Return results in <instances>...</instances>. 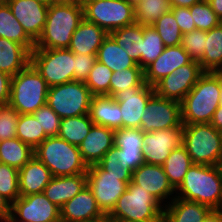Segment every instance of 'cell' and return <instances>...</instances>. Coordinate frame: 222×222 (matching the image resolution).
I'll return each instance as SVG.
<instances>
[{"mask_svg": "<svg viewBox=\"0 0 222 222\" xmlns=\"http://www.w3.org/2000/svg\"><path fill=\"white\" fill-rule=\"evenodd\" d=\"M215 14L222 20V0H207Z\"/></svg>", "mask_w": 222, "mask_h": 222, "instance_id": "9f6ffc18", "label": "cell"}, {"mask_svg": "<svg viewBox=\"0 0 222 222\" xmlns=\"http://www.w3.org/2000/svg\"><path fill=\"white\" fill-rule=\"evenodd\" d=\"M180 102L154 93L142 113L140 129L143 132L182 127Z\"/></svg>", "mask_w": 222, "mask_h": 222, "instance_id": "7c38bea8", "label": "cell"}, {"mask_svg": "<svg viewBox=\"0 0 222 222\" xmlns=\"http://www.w3.org/2000/svg\"><path fill=\"white\" fill-rule=\"evenodd\" d=\"M18 178L17 168L0 163V194L11 204L20 197Z\"/></svg>", "mask_w": 222, "mask_h": 222, "instance_id": "b9f144b4", "label": "cell"}, {"mask_svg": "<svg viewBox=\"0 0 222 222\" xmlns=\"http://www.w3.org/2000/svg\"><path fill=\"white\" fill-rule=\"evenodd\" d=\"M210 124L218 131H222V105H219V107L214 112Z\"/></svg>", "mask_w": 222, "mask_h": 222, "instance_id": "816d5d0a", "label": "cell"}, {"mask_svg": "<svg viewBox=\"0 0 222 222\" xmlns=\"http://www.w3.org/2000/svg\"><path fill=\"white\" fill-rule=\"evenodd\" d=\"M132 182L147 190L164 207L166 206L163 203L164 199H170V196L176 193L173 186L169 183L162 165L143 163L132 172Z\"/></svg>", "mask_w": 222, "mask_h": 222, "instance_id": "ac0fdd59", "label": "cell"}, {"mask_svg": "<svg viewBox=\"0 0 222 222\" xmlns=\"http://www.w3.org/2000/svg\"><path fill=\"white\" fill-rule=\"evenodd\" d=\"M192 164L191 157L182 144L173 149L165 160V163L162 166L169 183L175 190L183 182L185 174Z\"/></svg>", "mask_w": 222, "mask_h": 222, "instance_id": "1f68e13d", "label": "cell"}, {"mask_svg": "<svg viewBox=\"0 0 222 222\" xmlns=\"http://www.w3.org/2000/svg\"><path fill=\"white\" fill-rule=\"evenodd\" d=\"M34 156L48 167L53 176L78 175L88 171L78 146L59 136L47 137L34 149Z\"/></svg>", "mask_w": 222, "mask_h": 222, "instance_id": "5b68a950", "label": "cell"}, {"mask_svg": "<svg viewBox=\"0 0 222 222\" xmlns=\"http://www.w3.org/2000/svg\"><path fill=\"white\" fill-rule=\"evenodd\" d=\"M144 70L137 64L134 68H127L121 72H113L110 81V96H114L119 91H124L131 87H144Z\"/></svg>", "mask_w": 222, "mask_h": 222, "instance_id": "8d00e7d4", "label": "cell"}, {"mask_svg": "<svg viewBox=\"0 0 222 222\" xmlns=\"http://www.w3.org/2000/svg\"><path fill=\"white\" fill-rule=\"evenodd\" d=\"M181 144L193 164L222 165L221 132L210 123L183 124Z\"/></svg>", "mask_w": 222, "mask_h": 222, "instance_id": "52a82bcc", "label": "cell"}, {"mask_svg": "<svg viewBox=\"0 0 222 222\" xmlns=\"http://www.w3.org/2000/svg\"><path fill=\"white\" fill-rule=\"evenodd\" d=\"M142 69L154 62L163 52L165 46L162 38L152 26L143 25Z\"/></svg>", "mask_w": 222, "mask_h": 222, "instance_id": "ab89813d", "label": "cell"}, {"mask_svg": "<svg viewBox=\"0 0 222 222\" xmlns=\"http://www.w3.org/2000/svg\"><path fill=\"white\" fill-rule=\"evenodd\" d=\"M119 222H135V221H119Z\"/></svg>", "mask_w": 222, "mask_h": 222, "instance_id": "03108f58", "label": "cell"}, {"mask_svg": "<svg viewBox=\"0 0 222 222\" xmlns=\"http://www.w3.org/2000/svg\"><path fill=\"white\" fill-rule=\"evenodd\" d=\"M84 18L108 34L136 22L135 8L126 0H82Z\"/></svg>", "mask_w": 222, "mask_h": 222, "instance_id": "30bf717a", "label": "cell"}, {"mask_svg": "<svg viewBox=\"0 0 222 222\" xmlns=\"http://www.w3.org/2000/svg\"><path fill=\"white\" fill-rule=\"evenodd\" d=\"M35 1L40 2V3L44 4V5L49 6V0H35Z\"/></svg>", "mask_w": 222, "mask_h": 222, "instance_id": "6125c7cd", "label": "cell"}, {"mask_svg": "<svg viewBox=\"0 0 222 222\" xmlns=\"http://www.w3.org/2000/svg\"><path fill=\"white\" fill-rule=\"evenodd\" d=\"M93 124L89 114L63 118L58 136L72 145L79 146Z\"/></svg>", "mask_w": 222, "mask_h": 222, "instance_id": "836d02e7", "label": "cell"}, {"mask_svg": "<svg viewBox=\"0 0 222 222\" xmlns=\"http://www.w3.org/2000/svg\"><path fill=\"white\" fill-rule=\"evenodd\" d=\"M6 3V0H0V5Z\"/></svg>", "mask_w": 222, "mask_h": 222, "instance_id": "e7e4bbea", "label": "cell"}, {"mask_svg": "<svg viewBox=\"0 0 222 222\" xmlns=\"http://www.w3.org/2000/svg\"><path fill=\"white\" fill-rule=\"evenodd\" d=\"M222 72H205L180 102L182 124L210 123L220 105Z\"/></svg>", "mask_w": 222, "mask_h": 222, "instance_id": "7a4b0ae2", "label": "cell"}, {"mask_svg": "<svg viewBox=\"0 0 222 222\" xmlns=\"http://www.w3.org/2000/svg\"><path fill=\"white\" fill-rule=\"evenodd\" d=\"M37 120L45 134L49 136H58L60 130L61 118L46 103L32 114Z\"/></svg>", "mask_w": 222, "mask_h": 222, "instance_id": "bcb514c9", "label": "cell"}, {"mask_svg": "<svg viewBox=\"0 0 222 222\" xmlns=\"http://www.w3.org/2000/svg\"><path fill=\"white\" fill-rule=\"evenodd\" d=\"M154 93V87L146 84L144 87L127 88L113 96L120 106L122 128H140L142 113Z\"/></svg>", "mask_w": 222, "mask_h": 222, "instance_id": "2e32d148", "label": "cell"}, {"mask_svg": "<svg viewBox=\"0 0 222 222\" xmlns=\"http://www.w3.org/2000/svg\"><path fill=\"white\" fill-rule=\"evenodd\" d=\"M82 4V0H49L50 5H76Z\"/></svg>", "mask_w": 222, "mask_h": 222, "instance_id": "6f0895ef", "label": "cell"}, {"mask_svg": "<svg viewBox=\"0 0 222 222\" xmlns=\"http://www.w3.org/2000/svg\"><path fill=\"white\" fill-rule=\"evenodd\" d=\"M33 156L34 149L17 137L0 141V163L2 164H7L19 170Z\"/></svg>", "mask_w": 222, "mask_h": 222, "instance_id": "d6a6232c", "label": "cell"}, {"mask_svg": "<svg viewBox=\"0 0 222 222\" xmlns=\"http://www.w3.org/2000/svg\"><path fill=\"white\" fill-rule=\"evenodd\" d=\"M172 7L189 8L194 4L201 2L202 0H169Z\"/></svg>", "mask_w": 222, "mask_h": 222, "instance_id": "db71d44e", "label": "cell"}, {"mask_svg": "<svg viewBox=\"0 0 222 222\" xmlns=\"http://www.w3.org/2000/svg\"><path fill=\"white\" fill-rule=\"evenodd\" d=\"M60 213L61 222H90L105 215L87 185L60 208Z\"/></svg>", "mask_w": 222, "mask_h": 222, "instance_id": "ffe728a7", "label": "cell"}, {"mask_svg": "<svg viewBox=\"0 0 222 222\" xmlns=\"http://www.w3.org/2000/svg\"><path fill=\"white\" fill-rule=\"evenodd\" d=\"M48 136L32 114H20L17 122V138L35 149Z\"/></svg>", "mask_w": 222, "mask_h": 222, "instance_id": "e575fe53", "label": "cell"}, {"mask_svg": "<svg viewBox=\"0 0 222 222\" xmlns=\"http://www.w3.org/2000/svg\"><path fill=\"white\" fill-rule=\"evenodd\" d=\"M90 89L83 81H70L49 87L47 104L63 119L89 114L92 99Z\"/></svg>", "mask_w": 222, "mask_h": 222, "instance_id": "8fae6325", "label": "cell"}, {"mask_svg": "<svg viewBox=\"0 0 222 222\" xmlns=\"http://www.w3.org/2000/svg\"><path fill=\"white\" fill-rule=\"evenodd\" d=\"M49 86L30 63L11 79L9 105L19 114H33L47 103Z\"/></svg>", "mask_w": 222, "mask_h": 222, "instance_id": "ba28073f", "label": "cell"}, {"mask_svg": "<svg viewBox=\"0 0 222 222\" xmlns=\"http://www.w3.org/2000/svg\"><path fill=\"white\" fill-rule=\"evenodd\" d=\"M49 87L74 81V53L65 49H34L31 62Z\"/></svg>", "mask_w": 222, "mask_h": 222, "instance_id": "9c48e42d", "label": "cell"}, {"mask_svg": "<svg viewBox=\"0 0 222 222\" xmlns=\"http://www.w3.org/2000/svg\"><path fill=\"white\" fill-rule=\"evenodd\" d=\"M169 0H143L135 7L136 23L152 26L162 15L171 11Z\"/></svg>", "mask_w": 222, "mask_h": 222, "instance_id": "d590c367", "label": "cell"}, {"mask_svg": "<svg viewBox=\"0 0 222 222\" xmlns=\"http://www.w3.org/2000/svg\"><path fill=\"white\" fill-rule=\"evenodd\" d=\"M206 39L199 64L205 72H222V25L206 31Z\"/></svg>", "mask_w": 222, "mask_h": 222, "instance_id": "4dcf8cb0", "label": "cell"}, {"mask_svg": "<svg viewBox=\"0 0 222 222\" xmlns=\"http://www.w3.org/2000/svg\"><path fill=\"white\" fill-rule=\"evenodd\" d=\"M175 191L177 198L198 202L208 206L211 210H220L222 165L192 164L185 174L183 182Z\"/></svg>", "mask_w": 222, "mask_h": 222, "instance_id": "3957f363", "label": "cell"}, {"mask_svg": "<svg viewBox=\"0 0 222 222\" xmlns=\"http://www.w3.org/2000/svg\"><path fill=\"white\" fill-rule=\"evenodd\" d=\"M120 106L112 96L93 95L90 103L89 116L96 125L113 130L122 128Z\"/></svg>", "mask_w": 222, "mask_h": 222, "instance_id": "484cf974", "label": "cell"}, {"mask_svg": "<svg viewBox=\"0 0 222 222\" xmlns=\"http://www.w3.org/2000/svg\"><path fill=\"white\" fill-rule=\"evenodd\" d=\"M0 37L25 46L30 52L35 42L27 35L20 22L13 16L7 3L0 5Z\"/></svg>", "mask_w": 222, "mask_h": 222, "instance_id": "f546056e", "label": "cell"}, {"mask_svg": "<svg viewBox=\"0 0 222 222\" xmlns=\"http://www.w3.org/2000/svg\"><path fill=\"white\" fill-rule=\"evenodd\" d=\"M132 170L124 169L118 160V148L112 147L102 160L89 166L87 186L92 190L95 200L104 214H109L118 198L132 181Z\"/></svg>", "mask_w": 222, "mask_h": 222, "instance_id": "6da1fadb", "label": "cell"}, {"mask_svg": "<svg viewBox=\"0 0 222 222\" xmlns=\"http://www.w3.org/2000/svg\"><path fill=\"white\" fill-rule=\"evenodd\" d=\"M0 222H23L17 220L12 214H9L6 218L0 219Z\"/></svg>", "mask_w": 222, "mask_h": 222, "instance_id": "91938a15", "label": "cell"}, {"mask_svg": "<svg viewBox=\"0 0 222 222\" xmlns=\"http://www.w3.org/2000/svg\"><path fill=\"white\" fill-rule=\"evenodd\" d=\"M19 112L9 104L0 105V141L17 137Z\"/></svg>", "mask_w": 222, "mask_h": 222, "instance_id": "f6af8a7d", "label": "cell"}, {"mask_svg": "<svg viewBox=\"0 0 222 222\" xmlns=\"http://www.w3.org/2000/svg\"><path fill=\"white\" fill-rule=\"evenodd\" d=\"M206 31L195 29L183 34L180 46L185 49L192 61L200 62L203 58Z\"/></svg>", "mask_w": 222, "mask_h": 222, "instance_id": "7bdbcfd3", "label": "cell"}, {"mask_svg": "<svg viewBox=\"0 0 222 222\" xmlns=\"http://www.w3.org/2000/svg\"><path fill=\"white\" fill-rule=\"evenodd\" d=\"M118 160L124 169H131L132 171L145 163L143 150H120L118 148Z\"/></svg>", "mask_w": 222, "mask_h": 222, "instance_id": "c3c4849f", "label": "cell"}, {"mask_svg": "<svg viewBox=\"0 0 222 222\" xmlns=\"http://www.w3.org/2000/svg\"><path fill=\"white\" fill-rule=\"evenodd\" d=\"M172 197L171 202L168 201L164 207L163 222H201L211 211L208 206L198 202L177 198L175 195Z\"/></svg>", "mask_w": 222, "mask_h": 222, "instance_id": "d4e9b609", "label": "cell"}, {"mask_svg": "<svg viewBox=\"0 0 222 222\" xmlns=\"http://www.w3.org/2000/svg\"><path fill=\"white\" fill-rule=\"evenodd\" d=\"M6 3L27 35L36 42L46 23L49 6L35 0H6Z\"/></svg>", "mask_w": 222, "mask_h": 222, "instance_id": "e0dca14e", "label": "cell"}, {"mask_svg": "<svg viewBox=\"0 0 222 222\" xmlns=\"http://www.w3.org/2000/svg\"><path fill=\"white\" fill-rule=\"evenodd\" d=\"M31 62V52L22 44L0 37V71L14 76Z\"/></svg>", "mask_w": 222, "mask_h": 222, "instance_id": "4316f807", "label": "cell"}, {"mask_svg": "<svg viewBox=\"0 0 222 222\" xmlns=\"http://www.w3.org/2000/svg\"><path fill=\"white\" fill-rule=\"evenodd\" d=\"M220 105H222V86H221Z\"/></svg>", "mask_w": 222, "mask_h": 222, "instance_id": "be15d7a7", "label": "cell"}, {"mask_svg": "<svg viewBox=\"0 0 222 222\" xmlns=\"http://www.w3.org/2000/svg\"><path fill=\"white\" fill-rule=\"evenodd\" d=\"M201 222H222V211L211 210Z\"/></svg>", "mask_w": 222, "mask_h": 222, "instance_id": "11a10c76", "label": "cell"}, {"mask_svg": "<svg viewBox=\"0 0 222 222\" xmlns=\"http://www.w3.org/2000/svg\"><path fill=\"white\" fill-rule=\"evenodd\" d=\"M143 134L140 128H120L114 132V147L120 150H142Z\"/></svg>", "mask_w": 222, "mask_h": 222, "instance_id": "ee69618b", "label": "cell"}, {"mask_svg": "<svg viewBox=\"0 0 222 222\" xmlns=\"http://www.w3.org/2000/svg\"><path fill=\"white\" fill-rule=\"evenodd\" d=\"M87 185V173L67 176H53L45 187L44 195L61 208Z\"/></svg>", "mask_w": 222, "mask_h": 222, "instance_id": "603a6c76", "label": "cell"}, {"mask_svg": "<svg viewBox=\"0 0 222 222\" xmlns=\"http://www.w3.org/2000/svg\"><path fill=\"white\" fill-rule=\"evenodd\" d=\"M204 73L199 62L191 61L160 80L154 86L155 93L160 97L181 102Z\"/></svg>", "mask_w": 222, "mask_h": 222, "instance_id": "4fadbf2b", "label": "cell"}, {"mask_svg": "<svg viewBox=\"0 0 222 222\" xmlns=\"http://www.w3.org/2000/svg\"><path fill=\"white\" fill-rule=\"evenodd\" d=\"M11 214L23 222H61L60 208L44 193L18 197L12 203Z\"/></svg>", "mask_w": 222, "mask_h": 222, "instance_id": "5bb4252c", "label": "cell"}, {"mask_svg": "<svg viewBox=\"0 0 222 222\" xmlns=\"http://www.w3.org/2000/svg\"><path fill=\"white\" fill-rule=\"evenodd\" d=\"M171 11L177 20V24L180 27L182 34L191 32L196 29L189 8L172 7Z\"/></svg>", "mask_w": 222, "mask_h": 222, "instance_id": "681fc988", "label": "cell"}, {"mask_svg": "<svg viewBox=\"0 0 222 222\" xmlns=\"http://www.w3.org/2000/svg\"><path fill=\"white\" fill-rule=\"evenodd\" d=\"M113 72L103 63L95 61L85 85L90 89L92 95H109L110 81Z\"/></svg>", "mask_w": 222, "mask_h": 222, "instance_id": "f35d334b", "label": "cell"}, {"mask_svg": "<svg viewBox=\"0 0 222 222\" xmlns=\"http://www.w3.org/2000/svg\"><path fill=\"white\" fill-rule=\"evenodd\" d=\"M115 130L93 124L85 139L78 146L87 166L98 164L108 150L114 146Z\"/></svg>", "mask_w": 222, "mask_h": 222, "instance_id": "44dd1931", "label": "cell"}, {"mask_svg": "<svg viewBox=\"0 0 222 222\" xmlns=\"http://www.w3.org/2000/svg\"><path fill=\"white\" fill-rule=\"evenodd\" d=\"M11 206L12 204L0 194V219L11 214Z\"/></svg>", "mask_w": 222, "mask_h": 222, "instance_id": "f5cc1de1", "label": "cell"}, {"mask_svg": "<svg viewBox=\"0 0 222 222\" xmlns=\"http://www.w3.org/2000/svg\"><path fill=\"white\" fill-rule=\"evenodd\" d=\"M152 27L162 38V42L165 47L177 46L181 44L183 34L172 11L162 15L152 24Z\"/></svg>", "mask_w": 222, "mask_h": 222, "instance_id": "74e56055", "label": "cell"}, {"mask_svg": "<svg viewBox=\"0 0 222 222\" xmlns=\"http://www.w3.org/2000/svg\"><path fill=\"white\" fill-rule=\"evenodd\" d=\"M75 76L74 80L85 82L95 63L96 55L74 54Z\"/></svg>", "mask_w": 222, "mask_h": 222, "instance_id": "7dc6e473", "label": "cell"}, {"mask_svg": "<svg viewBox=\"0 0 222 222\" xmlns=\"http://www.w3.org/2000/svg\"><path fill=\"white\" fill-rule=\"evenodd\" d=\"M126 1L135 8V7L138 6L143 0H126Z\"/></svg>", "mask_w": 222, "mask_h": 222, "instance_id": "94428289", "label": "cell"}, {"mask_svg": "<svg viewBox=\"0 0 222 222\" xmlns=\"http://www.w3.org/2000/svg\"><path fill=\"white\" fill-rule=\"evenodd\" d=\"M83 19V4L50 5L46 23L34 49L68 48L73 33Z\"/></svg>", "mask_w": 222, "mask_h": 222, "instance_id": "277c9868", "label": "cell"}, {"mask_svg": "<svg viewBox=\"0 0 222 222\" xmlns=\"http://www.w3.org/2000/svg\"><path fill=\"white\" fill-rule=\"evenodd\" d=\"M128 56L142 68L143 25L134 23L109 33Z\"/></svg>", "mask_w": 222, "mask_h": 222, "instance_id": "83f0119b", "label": "cell"}, {"mask_svg": "<svg viewBox=\"0 0 222 222\" xmlns=\"http://www.w3.org/2000/svg\"><path fill=\"white\" fill-rule=\"evenodd\" d=\"M163 211L153 195L131 181L108 215L118 221L161 222Z\"/></svg>", "mask_w": 222, "mask_h": 222, "instance_id": "8992f818", "label": "cell"}, {"mask_svg": "<svg viewBox=\"0 0 222 222\" xmlns=\"http://www.w3.org/2000/svg\"><path fill=\"white\" fill-rule=\"evenodd\" d=\"M107 35L103 28L84 18L73 33L68 49L74 54L97 55Z\"/></svg>", "mask_w": 222, "mask_h": 222, "instance_id": "cb8c5ba5", "label": "cell"}, {"mask_svg": "<svg viewBox=\"0 0 222 222\" xmlns=\"http://www.w3.org/2000/svg\"><path fill=\"white\" fill-rule=\"evenodd\" d=\"M191 61L188 53L180 45L165 47L161 55L144 69L145 83L154 87L175 69Z\"/></svg>", "mask_w": 222, "mask_h": 222, "instance_id": "d6986e66", "label": "cell"}, {"mask_svg": "<svg viewBox=\"0 0 222 222\" xmlns=\"http://www.w3.org/2000/svg\"><path fill=\"white\" fill-rule=\"evenodd\" d=\"M12 76L0 71V105H7L10 100Z\"/></svg>", "mask_w": 222, "mask_h": 222, "instance_id": "f907efd6", "label": "cell"}, {"mask_svg": "<svg viewBox=\"0 0 222 222\" xmlns=\"http://www.w3.org/2000/svg\"><path fill=\"white\" fill-rule=\"evenodd\" d=\"M90 222H119L117 219L109 216L108 214H105L104 216H102L101 218L92 220Z\"/></svg>", "mask_w": 222, "mask_h": 222, "instance_id": "680465c9", "label": "cell"}, {"mask_svg": "<svg viewBox=\"0 0 222 222\" xmlns=\"http://www.w3.org/2000/svg\"><path fill=\"white\" fill-rule=\"evenodd\" d=\"M189 9L196 29L209 31L221 24V20L215 14L207 0H202L189 7Z\"/></svg>", "mask_w": 222, "mask_h": 222, "instance_id": "60d3db41", "label": "cell"}, {"mask_svg": "<svg viewBox=\"0 0 222 222\" xmlns=\"http://www.w3.org/2000/svg\"><path fill=\"white\" fill-rule=\"evenodd\" d=\"M142 141L145 163L163 165L171 151L182 143V127L144 132Z\"/></svg>", "mask_w": 222, "mask_h": 222, "instance_id": "9a60e30c", "label": "cell"}, {"mask_svg": "<svg viewBox=\"0 0 222 222\" xmlns=\"http://www.w3.org/2000/svg\"><path fill=\"white\" fill-rule=\"evenodd\" d=\"M96 59L106 65L112 72H121L127 68H134L137 65L110 34L103 40L102 45L98 49Z\"/></svg>", "mask_w": 222, "mask_h": 222, "instance_id": "f1b7e54d", "label": "cell"}, {"mask_svg": "<svg viewBox=\"0 0 222 222\" xmlns=\"http://www.w3.org/2000/svg\"><path fill=\"white\" fill-rule=\"evenodd\" d=\"M52 178L53 175L48 167L33 156L19 169L20 196L43 193Z\"/></svg>", "mask_w": 222, "mask_h": 222, "instance_id": "7402d4cb", "label": "cell"}]
</instances>
